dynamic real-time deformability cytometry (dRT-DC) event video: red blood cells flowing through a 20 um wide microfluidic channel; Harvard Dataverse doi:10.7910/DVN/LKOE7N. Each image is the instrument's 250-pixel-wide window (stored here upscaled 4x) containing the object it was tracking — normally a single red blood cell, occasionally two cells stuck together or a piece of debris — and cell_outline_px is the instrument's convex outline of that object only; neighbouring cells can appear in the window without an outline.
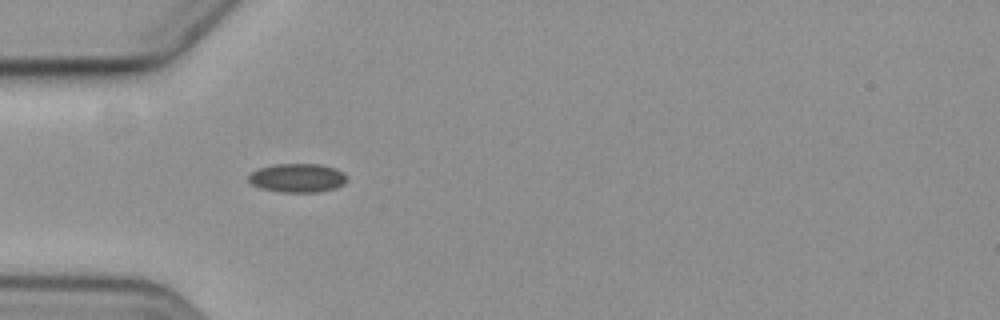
{"species": "common noctule bat (a hibernating species)", "species_latin": "Nyctalus noctula", "temperature_condition": "cold", "stored_images_in_passage": 2, "camera_frame_rate_fps": 3000, "um_per_image_px": 0.085, "animal": {"sex": "female", "body_mass_g": 19.3, "forearm_length_mm": 54.1}, "frame": {"image": 1, "passage_image": 1, "time_ms": 0.0, "image_size_px": [1000, 320], "cell_outline_px": [[348, 180], [344, 184], [336, 188], [320, 192], [280, 192], [260, 188], [252, 184], [248, 180], [248, 176], [252, 172], [260, 168], [276, 164], [320, 164], [336, 168], [344, 172], [348, 176]], "centroid_in_image_um": [25.34, 15.13], "position_along_channel_um": 59.7, "area_um2": 16.7}}
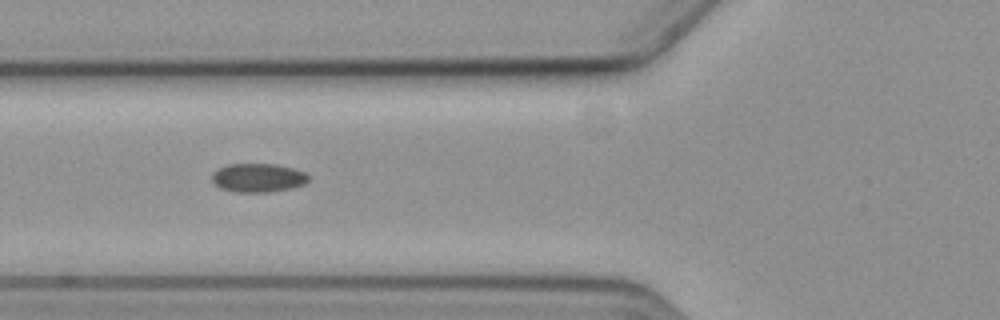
{"frame": {"image": 2, "passage_image": 2, "time_ms": 1.333, "image_size_px": [1000, 320], "cell_outline_px": [[308, 180], [304, 184], [292, 188], [272, 192], [232, 192], [220, 188], [212, 180], [212, 172], [228, 164], [276, 164], [292, 168], [304, 172], [308, 176]], "centroid_in_image_um": [21.92, 15.12], "position_along_channel_um": 103.9, "area_um2": 16.18}}